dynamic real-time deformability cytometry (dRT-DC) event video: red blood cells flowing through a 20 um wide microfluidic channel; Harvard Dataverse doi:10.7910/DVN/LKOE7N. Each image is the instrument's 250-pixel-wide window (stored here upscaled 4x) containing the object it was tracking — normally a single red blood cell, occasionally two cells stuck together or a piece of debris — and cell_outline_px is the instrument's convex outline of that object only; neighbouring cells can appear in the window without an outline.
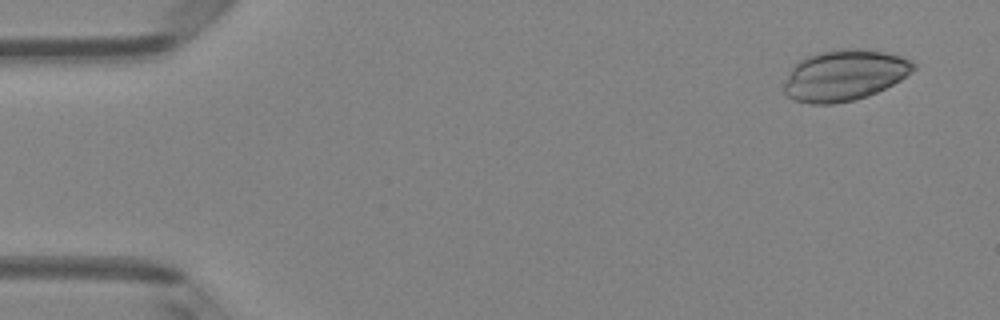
{"species": "Egyptian fruit bat (a non-hibernating species)", "species_latin": "Rousettus aegyptiacus", "temperature_condition": "room temperature", "stored_images_in_passage": 4, "camera_frame_rate_fps": 3000, "um_per_image_px": 0.085, "animal": {"sex": "female"}, "frame": {"image": 1, "passage_image": 1, "time_ms": 0.0, "image_size_px": [1000, 320], "cell_outline_px": [[916, 68], [900, 80], [868, 96], [852, 100], [832, 104], [808, 104], [796, 100], [788, 96], [784, 92], [784, 80], [792, 68], [800, 60], [808, 56], [820, 52], [840, 48], [860, 48], [884, 52], [900, 56], [912, 60], [916, 64]], "centroid_in_image_um": [71.77, 6.39], "position_along_channel_um": 13.2, "area_um2": 38.32}}